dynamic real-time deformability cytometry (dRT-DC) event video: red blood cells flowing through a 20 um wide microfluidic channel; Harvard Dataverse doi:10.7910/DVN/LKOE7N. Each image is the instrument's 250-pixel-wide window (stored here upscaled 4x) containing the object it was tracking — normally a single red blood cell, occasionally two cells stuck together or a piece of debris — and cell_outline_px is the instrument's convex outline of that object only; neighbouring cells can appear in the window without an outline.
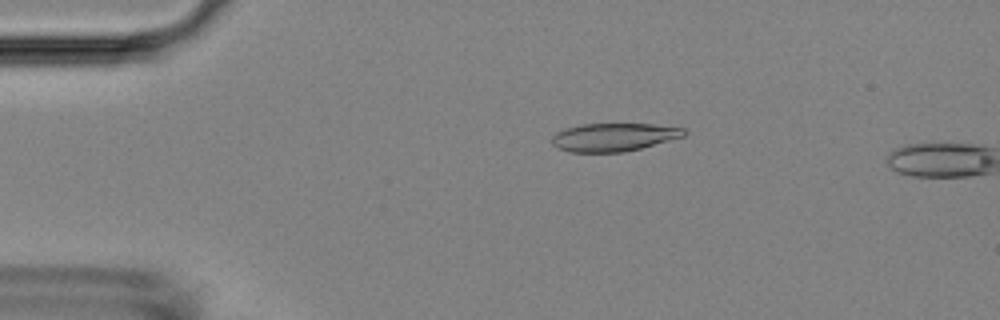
{"species": "Egyptian fruit bat (a non-hibernating species)", "species_latin": "Rousettus aegyptiacus", "temperature_condition": "room temperature", "stored_images_in_passage": 9, "camera_frame_rate_fps": 3000, "um_per_image_px": 0.085, "animal": {"sex": "female"}, "frame": {"image": 1, "passage_image": 8, "time_ms": 2.333, "image_size_px": [1000, 320], "cell_outline_px": [[688, 132], [684, 136], [640, 148], [624, 152], [572, 152], [560, 148], [552, 144], [552, 136], [556, 132], [564, 128], [580, 124], [652, 124], [684, 128]], "centroid_in_image_um": [52.16, 11.65], "position_along_channel_um": 32.8, "area_um2": 21.56}}